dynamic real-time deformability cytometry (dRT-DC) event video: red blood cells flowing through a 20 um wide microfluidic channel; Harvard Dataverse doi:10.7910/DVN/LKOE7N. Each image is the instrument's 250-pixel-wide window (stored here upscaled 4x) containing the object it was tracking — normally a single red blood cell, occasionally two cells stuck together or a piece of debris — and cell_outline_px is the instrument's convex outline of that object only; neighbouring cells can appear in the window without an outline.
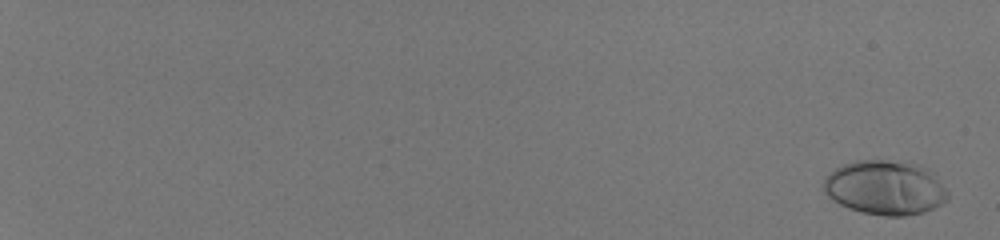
{"species": "human", "species_latin": "Homo sapiens", "temperature_condition": "room temperature", "stored_images_in_passage": 58, "camera_frame_rate_fps": 3000, "um_per_image_px": 0.085, "donor": {"sex": "male"}, "frame": {"image": 1, "passage_image": 3, "time_ms": 0.667, "image_size_px": [1000, 240], "cell_outline_px": [[948, 200], [924, 212], [904, 216], [884, 216], [864, 212], [848, 208], [832, 200], [824, 192], [824, 176], [828, 172], [844, 164], [856, 160], [884, 160], [916, 164], [932, 176], [948, 192]], "centroid_in_image_um": [75.16, 15.97], "position_along_channel_um": 9.8, "area_um2": 38.73}}
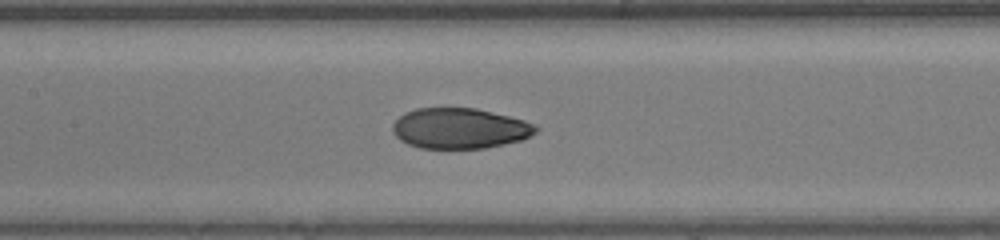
{"frame": {"image": 2, "passage_image": 35, "time_ms": 11.333, "image_size_px": [1000, 240], "cell_outline_px": [[540, 128], [536, 132], [520, 140], [504, 144], [484, 148], [420, 148], [408, 144], [400, 140], [392, 132], [392, 124], [404, 112], [416, 108], [476, 108], [524, 120], [536, 124]], "centroid_in_image_um": [39.06, 10.9], "position_along_channel_um": 168.3, "area_um2": 33.81}}
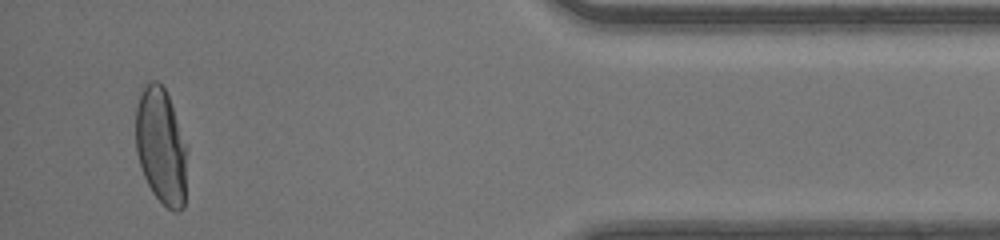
{"frame": {"image": 3, "passage_image": 56, "time_ms": 18.333, "image_size_px": [1000, 240], "cell_outline_px": [[188, 148], [184, 208], [180, 212], [176, 212], [168, 208], [152, 192], [144, 176], [136, 152], [136, 108], [144, 84], [152, 80], [156, 80], [164, 88], [168, 96], [188, 144]], "centroid_in_image_um": [13.73, 12.44], "position_along_channel_um": 421.5, "area_um2": 35.26}, "authors_computed_cell_mechanics": {"area_um2": 35.0846, "velocity_mm_per_s": 4.1447, "shape_relaxation_time_tau1_ms": 4.6572, "shape_relaxation_time_tau2_ms": null, "deformation_change_tau1": 0.231, "deformation_change_tau2": null}}